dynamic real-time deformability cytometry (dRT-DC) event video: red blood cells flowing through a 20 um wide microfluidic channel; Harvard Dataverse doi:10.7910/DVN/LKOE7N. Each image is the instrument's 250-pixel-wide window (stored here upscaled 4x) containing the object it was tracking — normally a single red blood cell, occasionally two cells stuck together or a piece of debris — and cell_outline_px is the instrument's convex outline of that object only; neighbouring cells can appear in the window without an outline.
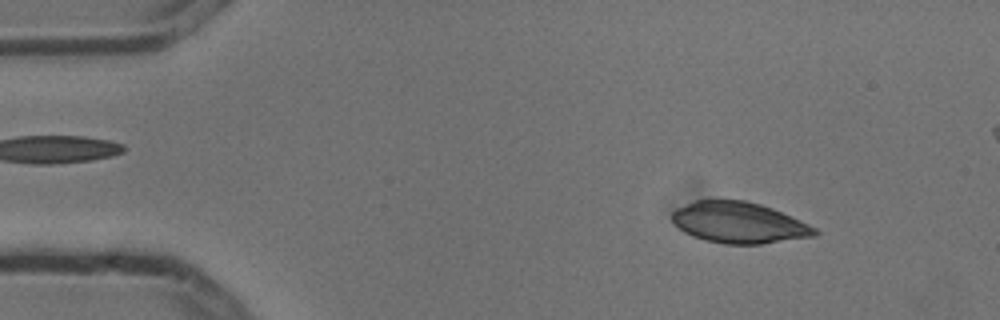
{"species": "common noctule bat (a hibernating species)", "species_latin": "Nyctalus noctula", "temperature_condition": "cold", "stored_images_in_passage": 4, "segment_of_instrument_passage": [1, 2], "camera_frame_rate_fps": 3000, "um_per_image_px": 0.085, "animal": {"sex": "male", "body_mass_g": 13.3}, "frame": {"image": 1, "passage_image": 1, "time_ms": 0.0, "image_size_px": [1000, 320], "cell_outline_px": [[820, 232], [816, 236], [760, 244], [724, 244], [704, 240], [692, 236], [684, 232], [672, 220], [672, 212], [676, 208], [696, 200], [744, 200], [760, 204], [772, 208], [808, 224], [816, 228]], "centroid_in_image_um": [62.81, 18.93], "position_along_channel_um": 22.2, "area_um2": 34.04}}